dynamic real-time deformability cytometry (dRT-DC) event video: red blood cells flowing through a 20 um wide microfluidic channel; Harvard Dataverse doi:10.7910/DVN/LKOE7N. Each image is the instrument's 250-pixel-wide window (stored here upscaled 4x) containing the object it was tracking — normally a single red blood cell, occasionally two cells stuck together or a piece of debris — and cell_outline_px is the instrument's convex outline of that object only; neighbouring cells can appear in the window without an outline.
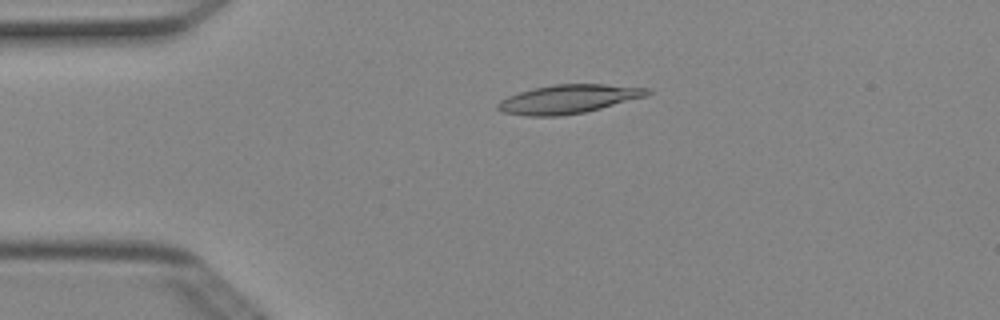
{"species": "Egyptian fruit bat (a non-hibernating species)", "species_latin": "Rousettus aegyptiacus", "temperature_condition": "cold", "stored_images_in_passage": 2, "camera_frame_rate_fps": 3000, "um_per_image_px": 0.085, "animal": {"sex": "female"}, "frame": {"image": 1, "passage_image": 1, "time_ms": 0.0, "image_size_px": [1000, 320], "cell_outline_px": [[652, 92], [648, 96], [584, 112], [560, 116], [528, 116], [500, 112], [496, 108], [496, 104], [500, 100], [508, 96], [532, 88], [552, 84], [604, 84], [648, 88]], "centroid_in_image_um": [48.29, 8.42], "position_along_channel_um": 36.7, "area_um2": 25.14}}